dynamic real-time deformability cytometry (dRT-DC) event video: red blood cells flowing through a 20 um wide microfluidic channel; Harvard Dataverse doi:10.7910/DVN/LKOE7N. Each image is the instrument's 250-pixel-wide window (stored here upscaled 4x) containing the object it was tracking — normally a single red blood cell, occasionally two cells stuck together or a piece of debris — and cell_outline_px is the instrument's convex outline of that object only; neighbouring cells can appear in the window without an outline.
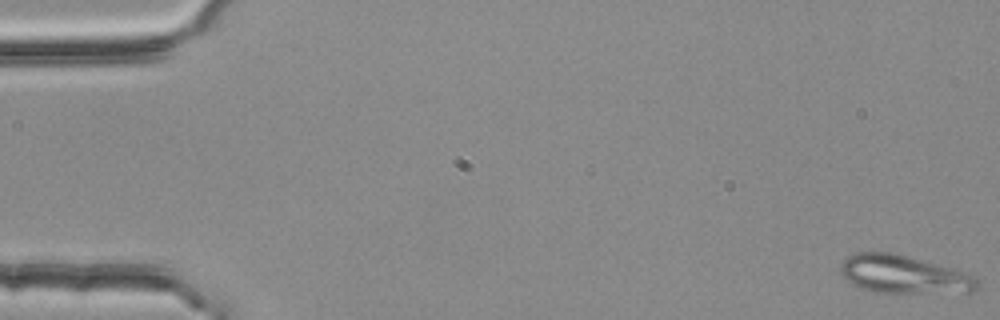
{"species": "common noctule bat (a hibernating species)", "species_latin": "Nyctalus noctula", "temperature_condition": "room temperature", "stored_images_in_passage": 54, "camera_frame_rate_fps": 3000, "um_per_image_px": 0.085, "animal": {"sex": "female", "body_mass_g": 25.1}, "frame": {"image": 1, "passage_image": 1, "time_ms": 0.0, "image_size_px": [1000, 320], "cell_outline_px": [[976, 292], [872, 292], [852, 284], [840, 276], [840, 264], [852, 252], [892, 252], [908, 256], [952, 268], [976, 276]], "centroid_in_image_um": [76.75, 23.31], "position_along_channel_um": 8.2, "area_um2": 30.29}}
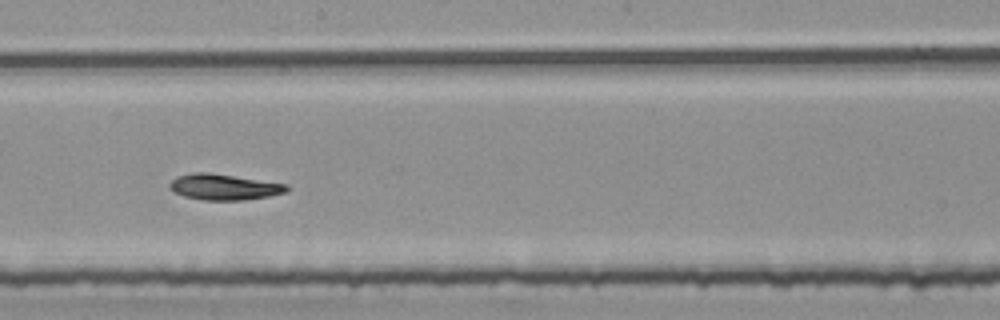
{"frame": {"image": 2, "passage_image": 31, "time_ms": 10.0, "image_size_px": [1000, 320], "cell_outline_px": [[292, 188], [288, 192], [268, 196], [244, 200], [204, 200], [184, 196], [168, 188], [168, 184], [176, 176], [196, 172], [208, 172], [288, 184]], "centroid_in_image_um": [19.07, 15.89], "position_along_channel_um": 229.1, "area_um2": 17.74}}
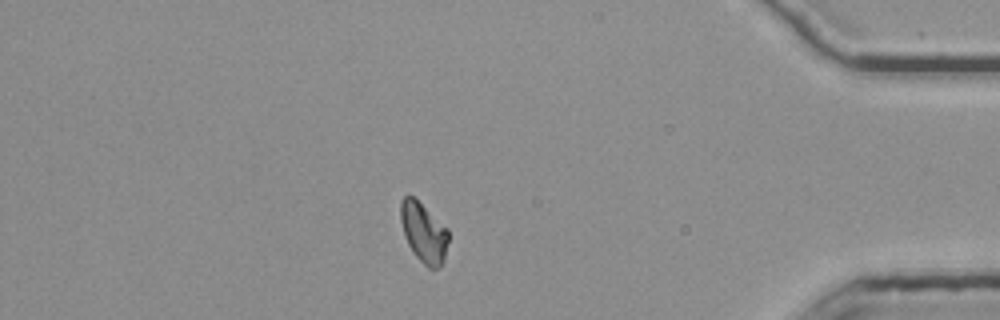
{"frame": {"image": 3, "passage_image": 48, "time_ms": 15.667, "image_size_px": [1000, 320], "cell_outline_px": [[448, 240], [444, 260], [440, 268], [428, 268], [412, 252], [404, 236], [400, 220], [400, 204], [404, 196], [412, 196], [448, 228]], "centroid_in_image_um": [36.01, 19.78], "position_along_channel_um": 399.2, "area_um2": 16.59}, "authors_computed_cell_mechanics": {"area_um2": 17.5712, "velocity_mm_per_s": 3.7153, "shape_relaxation_time_tau1_ms": 7.3218, "shape_relaxation_time_tau2_ms": 4.1567, "deformation_change_tau1": 0.1405, "deformation_change_tau2": 0.0563}}